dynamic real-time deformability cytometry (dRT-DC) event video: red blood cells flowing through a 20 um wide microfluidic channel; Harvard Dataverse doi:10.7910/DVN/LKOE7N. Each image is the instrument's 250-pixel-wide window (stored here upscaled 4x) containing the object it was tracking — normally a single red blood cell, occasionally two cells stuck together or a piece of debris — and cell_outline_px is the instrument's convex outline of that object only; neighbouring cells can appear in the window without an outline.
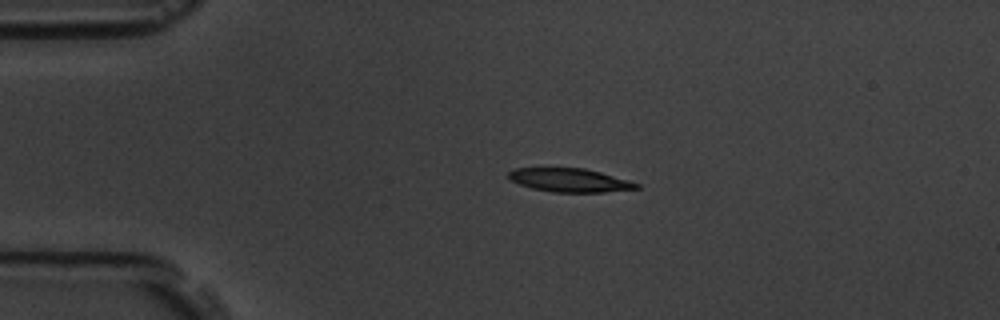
{"species": "common noctule bat (a hibernating species)", "species_latin": "Nyctalus noctula", "temperature_condition": "room temperature", "stored_images_in_passage": 4, "camera_frame_rate_fps": 3000, "um_per_image_px": 0.085, "animal": {"sex": "male", "body_mass_g": 19.5, "forearm_length_mm": 54.6}, "frame": {"image": 1, "passage_image": 3, "time_ms": 2.333, "image_size_px": [1000, 320], "cell_outline_px": [[640, 188], [604, 192], [552, 192], [532, 188], [520, 184], [512, 180], [508, 176], [508, 172], [516, 168], [584, 168], [600, 172], [628, 180], [640, 184]], "centroid_in_image_um": [48.44, 15.31], "position_along_channel_um": 36.6, "area_um2": 17.4}}